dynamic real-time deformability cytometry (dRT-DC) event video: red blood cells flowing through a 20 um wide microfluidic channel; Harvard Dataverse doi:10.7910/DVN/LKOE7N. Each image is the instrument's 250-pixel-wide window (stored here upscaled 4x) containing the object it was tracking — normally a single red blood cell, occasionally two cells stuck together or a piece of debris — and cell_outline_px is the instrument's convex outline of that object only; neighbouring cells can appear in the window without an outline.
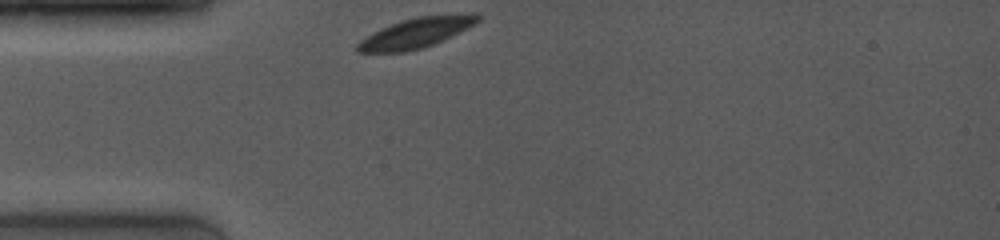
{"species": "common noctule bat (a hibernating species)", "species_latin": "Nyctalus noctula", "temperature_condition": "room temperature", "stored_images_in_passage": 30, "camera_frame_rate_fps": 4000, "um_per_image_px": 0.085, "animal": {"sex": "female", "body_mass_g": 19.0, "forearm_length_mm": 53.3}, "frame": {"image": 1, "passage_image": 1, "time_ms": 0.0, "image_size_px": [1000, 240], "cell_outline_px": [[480, 20], [424, 48], [404, 52], [356, 52], [356, 44], [360, 40], [372, 32], [380, 28], [416, 16], [472, 12], [476, 12], [480, 16]], "centroid_in_image_um": [35.32, 2.78], "position_along_channel_um": 49.7, "area_um2": 20.81}}
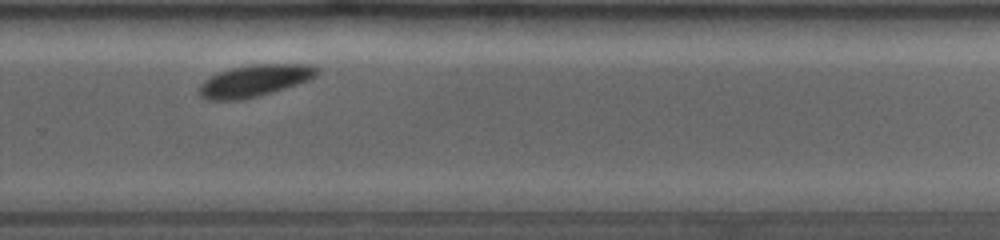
{"frame": {"image": 2, "passage_image": 22, "time_ms": 7.0, "image_size_px": [1000, 240], "cell_outline_px": [[320, 72], [316, 76], [308, 80], [260, 96], [240, 100], [208, 100], [200, 96], [200, 84], [204, 80], [220, 72], [232, 68], [252, 64], [308, 64], [320, 68]], "centroid_in_image_um": [21.67, 6.86], "position_along_channel_um": 308.1, "area_um2": 21.73}}
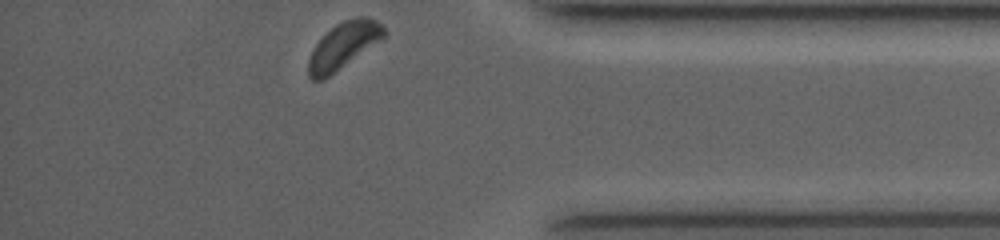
{"frame": {"image": 3, "passage_image": 30, "time_ms": 9.75, "image_size_px": [1000, 240], "cell_outline_px": [[388, 36], [328, 76], [320, 80], [312, 80], [308, 76], [308, 60], [312, 48], [336, 24], [344, 20], [356, 16], [368, 16], [376, 20], [388, 32]], "centroid_in_image_um": [29.23, 3.84], "position_along_channel_um": 406.0, "area_um2": 20.35}, "authors_computed_cell_mechanics": {"area_um2": 21.9351, "velocity_mm_per_s": 3.8727, "shape_relaxation_time_tau1_ms": null, "shape_relaxation_time_tau2_ms": 3.7203, "deformation_change_tau1": null, "deformation_change_tau2": 0.0442}}